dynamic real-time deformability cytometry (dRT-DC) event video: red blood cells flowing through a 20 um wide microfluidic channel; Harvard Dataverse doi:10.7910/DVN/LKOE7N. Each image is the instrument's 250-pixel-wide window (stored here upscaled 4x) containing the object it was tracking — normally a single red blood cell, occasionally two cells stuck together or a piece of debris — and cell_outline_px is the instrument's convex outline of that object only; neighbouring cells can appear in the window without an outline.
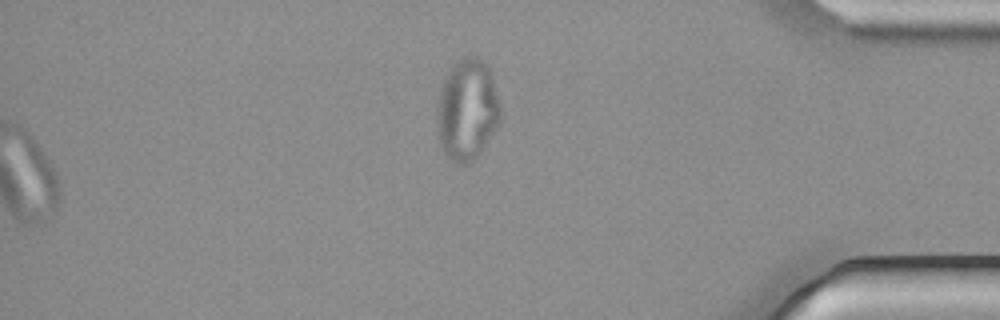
{"species": "common noctule bat (a hibernating species)", "species_latin": "Nyctalus noctula", "temperature_condition": "cold", "stored_images_in_passage": 52, "segment_of_instrument_passage": [2, 2], "camera_frame_rate_fps": 3000, "um_per_image_px": 0.085, "animal": {"sex": "male", "body_mass_g": 21.5, "forearm_length_mm": 52.0}, "frame": {"image": 1, "passage_image": 52, "time_ms": 17.0, "image_size_px": [1000, 320], "cell_outline_px": [[500, 124], [480, 152], [472, 160], [464, 164], [460, 164], [452, 160], [444, 152], [440, 144], [436, 120], [440, 88], [444, 76], [464, 56], [476, 56], [484, 60], [488, 64], [492, 76], [500, 104]], "centroid_in_image_um": [39.72, 9.31], "position_along_channel_um": 395.5, "area_um2": 37.4}}